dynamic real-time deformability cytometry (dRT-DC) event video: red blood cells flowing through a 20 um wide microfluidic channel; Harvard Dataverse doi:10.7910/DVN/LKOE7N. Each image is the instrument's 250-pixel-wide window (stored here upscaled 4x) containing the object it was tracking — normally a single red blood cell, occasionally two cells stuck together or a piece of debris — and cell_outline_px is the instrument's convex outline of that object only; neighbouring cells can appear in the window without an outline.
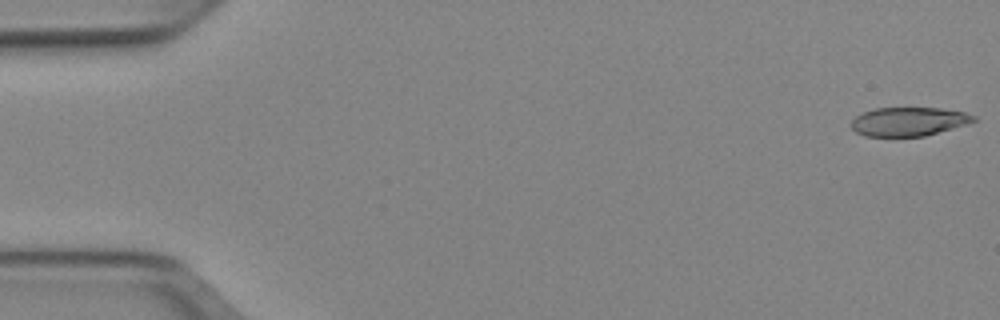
{"species": "Egyptian fruit bat (a non-hibernating species)", "species_latin": "Rousettus aegyptiacus", "temperature_condition": "cold", "stored_images_in_passage": 51, "camera_frame_rate_fps": 3000, "um_per_image_px": 0.085, "animal": {"sex": "female"}, "frame": {"image": 1, "passage_image": 1, "time_ms": 0.0, "image_size_px": [1000, 320], "cell_outline_px": [[976, 120], [968, 124], [924, 136], [864, 136], [856, 132], [852, 128], [852, 120], [856, 116], [864, 112], [876, 108], [940, 108], [964, 112], [976, 116]], "centroid_in_image_um": [77.25, 10.33], "position_along_channel_um": 7.7, "area_um2": 20.4}}
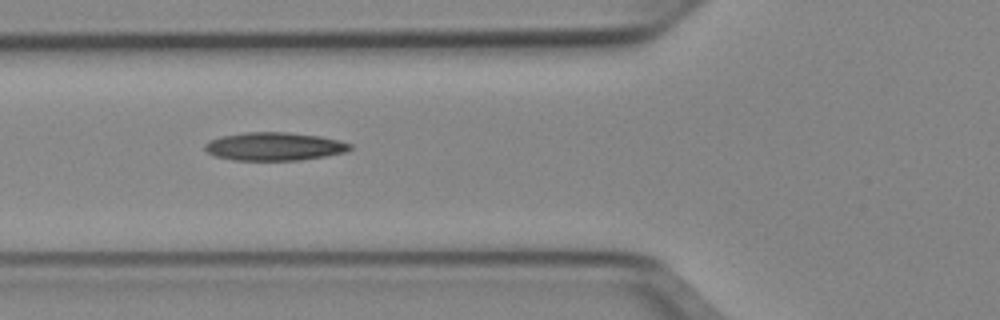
{"frame": {"image": 2, "passage_image": 19, "time_ms": 6.0, "image_size_px": [1000, 320], "cell_outline_px": [[352, 148], [348, 152], [300, 160], [232, 160], [216, 156], [208, 152], [204, 148], [204, 144], [208, 140], [220, 136], [244, 132], [288, 132], [320, 136], [340, 140], [352, 144]], "centroid_in_image_um": [23.32, 12.44], "position_along_channel_um": 102.5, "area_um2": 24.04}}
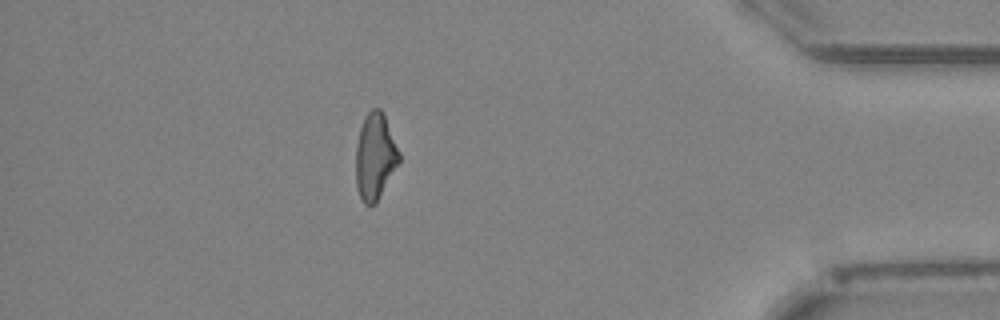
{"frame": {"image": 3, "passage_image": 45, "time_ms": 14.667, "image_size_px": [1000, 320], "cell_outline_px": [[400, 160], [376, 204], [364, 204], [356, 188], [356, 144], [360, 128], [364, 116], [372, 108], [380, 108], [384, 112], [400, 152]], "centroid_in_image_um": [31.88, 13.27], "position_along_channel_um": 403.3, "area_um2": 21.96}, "authors_computed_cell_mechanics": {"area_um2": 22.542, "velocity_mm_per_s": 3.9592, "shape_relaxation_time_tau1_ms": null, "shape_relaxation_time_tau2_ms": 6.2017, "deformation_change_tau1": null, "deformation_change_tau2": 0.1704}}